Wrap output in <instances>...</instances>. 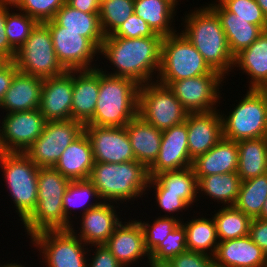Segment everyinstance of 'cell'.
I'll return each mask as SVG.
<instances>
[{
	"label": "cell",
	"mask_w": 267,
	"mask_h": 267,
	"mask_svg": "<svg viewBox=\"0 0 267 267\" xmlns=\"http://www.w3.org/2000/svg\"><path fill=\"white\" fill-rule=\"evenodd\" d=\"M162 40V36L133 39L104 36L99 57L102 55V60H108L113 67L108 70L113 71L104 67L99 69L110 76L130 78L138 85L156 81L161 65Z\"/></svg>",
	"instance_id": "obj_1"
},
{
	"label": "cell",
	"mask_w": 267,
	"mask_h": 267,
	"mask_svg": "<svg viewBox=\"0 0 267 267\" xmlns=\"http://www.w3.org/2000/svg\"><path fill=\"white\" fill-rule=\"evenodd\" d=\"M203 5L185 13L181 19L184 28L180 32L203 56L208 66L226 79L233 72L234 57L218 16L207 5Z\"/></svg>",
	"instance_id": "obj_2"
},
{
	"label": "cell",
	"mask_w": 267,
	"mask_h": 267,
	"mask_svg": "<svg viewBox=\"0 0 267 267\" xmlns=\"http://www.w3.org/2000/svg\"><path fill=\"white\" fill-rule=\"evenodd\" d=\"M102 202L124 204L147 194L148 169L138 161L94 162L88 178ZM118 201V202H117Z\"/></svg>",
	"instance_id": "obj_3"
},
{
	"label": "cell",
	"mask_w": 267,
	"mask_h": 267,
	"mask_svg": "<svg viewBox=\"0 0 267 267\" xmlns=\"http://www.w3.org/2000/svg\"><path fill=\"white\" fill-rule=\"evenodd\" d=\"M70 181L54 167H39L37 206L22 223L25 235L32 237L45 230H70L72 224L63 211V197Z\"/></svg>",
	"instance_id": "obj_4"
},
{
	"label": "cell",
	"mask_w": 267,
	"mask_h": 267,
	"mask_svg": "<svg viewBox=\"0 0 267 267\" xmlns=\"http://www.w3.org/2000/svg\"><path fill=\"white\" fill-rule=\"evenodd\" d=\"M138 89L134 80L110 76L100 70L96 108L85 125L125 127L138 114Z\"/></svg>",
	"instance_id": "obj_5"
},
{
	"label": "cell",
	"mask_w": 267,
	"mask_h": 267,
	"mask_svg": "<svg viewBox=\"0 0 267 267\" xmlns=\"http://www.w3.org/2000/svg\"><path fill=\"white\" fill-rule=\"evenodd\" d=\"M0 169L22 224L37 206L39 167L24 153L0 152Z\"/></svg>",
	"instance_id": "obj_6"
},
{
	"label": "cell",
	"mask_w": 267,
	"mask_h": 267,
	"mask_svg": "<svg viewBox=\"0 0 267 267\" xmlns=\"http://www.w3.org/2000/svg\"><path fill=\"white\" fill-rule=\"evenodd\" d=\"M243 96L227 114L220 112L223 138L238 142L267 137V90L247 89Z\"/></svg>",
	"instance_id": "obj_7"
},
{
	"label": "cell",
	"mask_w": 267,
	"mask_h": 267,
	"mask_svg": "<svg viewBox=\"0 0 267 267\" xmlns=\"http://www.w3.org/2000/svg\"><path fill=\"white\" fill-rule=\"evenodd\" d=\"M212 71L203 56L180 30L163 37L157 82L168 86L172 81L194 78Z\"/></svg>",
	"instance_id": "obj_8"
},
{
	"label": "cell",
	"mask_w": 267,
	"mask_h": 267,
	"mask_svg": "<svg viewBox=\"0 0 267 267\" xmlns=\"http://www.w3.org/2000/svg\"><path fill=\"white\" fill-rule=\"evenodd\" d=\"M46 267H87L88 245L71 230H45L29 237Z\"/></svg>",
	"instance_id": "obj_9"
},
{
	"label": "cell",
	"mask_w": 267,
	"mask_h": 267,
	"mask_svg": "<svg viewBox=\"0 0 267 267\" xmlns=\"http://www.w3.org/2000/svg\"><path fill=\"white\" fill-rule=\"evenodd\" d=\"M13 61L18 71L42 79L67 71L55 53L49 27L42 22L36 25L27 41L17 50Z\"/></svg>",
	"instance_id": "obj_10"
},
{
	"label": "cell",
	"mask_w": 267,
	"mask_h": 267,
	"mask_svg": "<svg viewBox=\"0 0 267 267\" xmlns=\"http://www.w3.org/2000/svg\"><path fill=\"white\" fill-rule=\"evenodd\" d=\"M187 114L168 86L157 81L139 85L138 115L153 127L164 131L183 123Z\"/></svg>",
	"instance_id": "obj_11"
},
{
	"label": "cell",
	"mask_w": 267,
	"mask_h": 267,
	"mask_svg": "<svg viewBox=\"0 0 267 267\" xmlns=\"http://www.w3.org/2000/svg\"><path fill=\"white\" fill-rule=\"evenodd\" d=\"M84 132L78 120L47 121L42 134L25 151L38 167H54L65 149Z\"/></svg>",
	"instance_id": "obj_12"
},
{
	"label": "cell",
	"mask_w": 267,
	"mask_h": 267,
	"mask_svg": "<svg viewBox=\"0 0 267 267\" xmlns=\"http://www.w3.org/2000/svg\"><path fill=\"white\" fill-rule=\"evenodd\" d=\"M224 80L213 70L206 75L172 81L168 87L188 113L209 112L219 107Z\"/></svg>",
	"instance_id": "obj_13"
},
{
	"label": "cell",
	"mask_w": 267,
	"mask_h": 267,
	"mask_svg": "<svg viewBox=\"0 0 267 267\" xmlns=\"http://www.w3.org/2000/svg\"><path fill=\"white\" fill-rule=\"evenodd\" d=\"M44 23L49 27L58 60L67 71L99 67L96 61L98 58L101 60L98 57L100 50L88 38L79 32L62 31V26L53 19Z\"/></svg>",
	"instance_id": "obj_14"
},
{
	"label": "cell",
	"mask_w": 267,
	"mask_h": 267,
	"mask_svg": "<svg viewBox=\"0 0 267 267\" xmlns=\"http://www.w3.org/2000/svg\"><path fill=\"white\" fill-rule=\"evenodd\" d=\"M46 122L39 109L6 113L0 119V152L25 153Z\"/></svg>",
	"instance_id": "obj_15"
},
{
	"label": "cell",
	"mask_w": 267,
	"mask_h": 267,
	"mask_svg": "<svg viewBox=\"0 0 267 267\" xmlns=\"http://www.w3.org/2000/svg\"><path fill=\"white\" fill-rule=\"evenodd\" d=\"M84 132L90 140L94 162L122 163L135 161V155L125 127L84 125Z\"/></svg>",
	"instance_id": "obj_16"
},
{
	"label": "cell",
	"mask_w": 267,
	"mask_h": 267,
	"mask_svg": "<svg viewBox=\"0 0 267 267\" xmlns=\"http://www.w3.org/2000/svg\"><path fill=\"white\" fill-rule=\"evenodd\" d=\"M110 252L116 257L123 267L136 266L139 262L147 260L150 263V255L145 248L144 234L141 225L136 218H129L114 229L113 234L104 243ZM147 258V259H144Z\"/></svg>",
	"instance_id": "obj_17"
},
{
	"label": "cell",
	"mask_w": 267,
	"mask_h": 267,
	"mask_svg": "<svg viewBox=\"0 0 267 267\" xmlns=\"http://www.w3.org/2000/svg\"><path fill=\"white\" fill-rule=\"evenodd\" d=\"M188 149L187 125L183 123L162 131L160 151L155 162L148 168L149 177L164 171L180 170L192 166Z\"/></svg>",
	"instance_id": "obj_18"
},
{
	"label": "cell",
	"mask_w": 267,
	"mask_h": 267,
	"mask_svg": "<svg viewBox=\"0 0 267 267\" xmlns=\"http://www.w3.org/2000/svg\"><path fill=\"white\" fill-rule=\"evenodd\" d=\"M118 205L120 206L118 203L101 202L97 207L78 216L82 218L78 231L74 224L70 230L88 246L104 244L123 220L120 218V212H117L120 208Z\"/></svg>",
	"instance_id": "obj_19"
},
{
	"label": "cell",
	"mask_w": 267,
	"mask_h": 267,
	"mask_svg": "<svg viewBox=\"0 0 267 267\" xmlns=\"http://www.w3.org/2000/svg\"><path fill=\"white\" fill-rule=\"evenodd\" d=\"M73 97V70L43 79L39 111L46 121L69 120Z\"/></svg>",
	"instance_id": "obj_20"
},
{
	"label": "cell",
	"mask_w": 267,
	"mask_h": 267,
	"mask_svg": "<svg viewBox=\"0 0 267 267\" xmlns=\"http://www.w3.org/2000/svg\"><path fill=\"white\" fill-rule=\"evenodd\" d=\"M185 122L189 155L192 160L208 152L223 138L220 109L188 113Z\"/></svg>",
	"instance_id": "obj_21"
},
{
	"label": "cell",
	"mask_w": 267,
	"mask_h": 267,
	"mask_svg": "<svg viewBox=\"0 0 267 267\" xmlns=\"http://www.w3.org/2000/svg\"><path fill=\"white\" fill-rule=\"evenodd\" d=\"M213 259L219 267H264L267 255L247 235L219 241Z\"/></svg>",
	"instance_id": "obj_22"
},
{
	"label": "cell",
	"mask_w": 267,
	"mask_h": 267,
	"mask_svg": "<svg viewBox=\"0 0 267 267\" xmlns=\"http://www.w3.org/2000/svg\"><path fill=\"white\" fill-rule=\"evenodd\" d=\"M99 86V67L88 70H73L72 119L85 125L93 117Z\"/></svg>",
	"instance_id": "obj_23"
},
{
	"label": "cell",
	"mask_w": 267,
	"mask_h": 267,
	"mask_svg": "<svg viewBox=\"0 0 267 267\" xmlns=\"http://www.w3.org/2000/svg\"><path fill=\"white\" fill-rule=\"evenodd\" d=\"M43 79L18 71L0 102L3 114L39 109Z\"/></svg>",
	"instance_id": "obj_24"
},
{
	"label": "cell",
	"mask_w": 267,
	"mask_h": 267,
	"mask_svg": "<svg viewBox=\"0 0 267 267\" xmlns=\"http://www.w3.org/2000/svg\"><path fill=\"white\" fill-rule=\"evenodd\" d=\"M205 4L218 16L233 57L248 48L264 31L260 26L249 23L248 20L237 18L217 0Z\"/></svg>",
	"instance_id": "obj_25"
},
{
	"label": "cell",
	"mask_w": 267,
	"mask_h": 267,
	"mask_svg": "<svg viewBox=\"0 0 267 267\" xmlns=\"http://www.w3.org/2000/svg\"><path fill=\"white\" fill-rule=\"evenodd\" d=\"M233 67L247 74L248 89L267 90V30L234 57Z\"/></svg>",
	"instance_id": "obj_26"
},
{
	"label": "cell",
	"mask_w": 267,
	"mask_h": 267,
	"mask_svg": "<svg viewBox=\"0 0 267 267\" xmlns=\"http://www.w3.org/2000/svg\"><path fill=\"white\" fill-rule=\"evenodd\" d=\"M197 177L237 172V142L222 138L208 152L197 156L192 162Z\"/></svg>",
	"instance_id": "obj_27"
},
{
	"label": "cell",
	"mask_w": 267,
	"mask_h": 267,
	"mask_svg": "<svg viewBox=\"0 0 267 267\" xmlns=\"http://www.w3.org/2000/svg\"><path fill=\"white\" fill-rule=\"evenodd\" d=\"M166 190V194L179 195L191 208L200 201L198 198V178L192 166L180 170L164 171L149 177L147 195L150 189ZM193 205V206H192Z\"/></svg>",
	"instance_id": "obj_28"
},
{
	"label": "cell",
	"mask_w": 267,
	"mask_h": 267,
	"mask_svg": "<svg viewBox=\"0 0 267 267\" xmlns=\"http://www.w3.org/2000/svg\"><path fill=\"white\" fill-rule=\"evenodd\" d=\"M135 160L147 169L155 162L162 139V131L153 127L138 114L125 126Z\"/></svg>",
	"instance_id": "obj_29"
},
{
	"label": "cell",
	"mask_w": 267,
	"mask_h": 267,
	"mask_svg": "<svg viewBox=\"0 0 267 267\" xmlns=\"http://www.w3.org/2000/svg\"><path fill=\"white\" fill-rule=\"evenodd\" d=\"M94 165L90 140L83 132L62 153L54 168L69 180H86Z\"/></svg>",
	"instance_id": "obj_30"
},
{
	"label": "cell",
	"mask_w": 267,
	"mask_h": 267,
	"mask_svg": "<svg viewBox=\"0 0 267 267\" xmlns=\"http://www.w3.org/2000/svg\"><path fill=\"white\" fill-rule=\"evenodd\" d=\"M53 20L62 26V31L79 32L100 50L104 34L100 27L99 13H84L65 3Z\"/></svg>",
	"instance_id": "obj_31"
},
{
	"label": "cell",
	"mask_w": 267,
	"mask_h": 267,
	"mask_svg": "<svg viewBox=\"0 0 267 267\" xmlns=\"http://www.w3.org/2000/svg\"><path fill=\"white\" fill-rule=\"evenodd\" d=\"M167 0H134V12L141 17L155 34L162 37L176 33L175 16L177 10Z\"/></svg>",
	"instance_id": "obj_32"
},
{
	"label": "cell",
	"mask_w": 267,
	"mask_h": 267,
	"mask_svg": "<svg viewBox=\"0 0 267 267\" xmlns=\"http://www.w3.org/2000/svg\"><path fill=\"white\" fill-rule=\"evenodd\" d=\"M238 169L241 181L267 174V137L237 142Z\"/></svg>",
	"instance_id": "obj_33"
},
{
	"label": "cell",
	"mask_w": 267,
	"mask_h": 267,
	"mask_svg": "<svg viewBox=\"0 0 267 267\" xmlns=\"http://www.w3.org/2000/svg\"><path fill=\"white\" fill-rule=\"evenodd\" d=\"M198 178V197L206 195V199L218 202L222 207L233 206L239 194L241 184L237 172L213 174ZM221 203V204H220Z\"/></svg>",
	"instance_id": "obj_34"
},
{
	"label": "cell",
	"mask_w": 267,
	"mask_h": 267,
	"mask_svg": "<svg viewBox=\"0 0 267 267\" xmlns=\"http://www.w3.org/2000/svg\"><path fill=\"white\" fill-rule=\"evenodd\" d=\"M188 221H181L186 230L187 250L214 256L219 240L213 216L210 218L202 214ZM200 217V218H199ZM185 222V223H184Z\"/></svg>",
	"instance_id": "obj_35"
},
{
	"label": "cell",
	"mask_w": 267,
	"mask_h": 267,
	"mask_svg": "<svg viewBox=\"0 0 267 267\" xmlns=\"http://www.w3.org/2000/svg\"><path fill=\"white\" fill-rule=\"evenodd\" d=\"M101 202L95 186L89 179L72 180L63 197V211L65 218L71 224H75L71 216L72 212L75 213L76 208L80 209L82 212L81 215H83L89 209L97 207Z\"/></svg>",
	"instance_id": "obj_36"
},
{
	"label": "cell",
	"mask_w": 267,
	"mask_h": 267,
	"mask_svg": "<svg viewBox=\"0 0 267 267\" xmlns=\"http://www.w3.org/2000/svg\"><path fill=\"white\" fill-rule=\"evenodd\" d=\"M266 199L267 174H264L241 181L239 194L233 206L251 219L258 218L261 215Z\"/></svg>",
	"instance_id": "obj_37"
},
{
	"label": "cell",
	"mask_w": 267,
	"mask_h": 267,
	"mask_svg": "<svg viewBox=\"0 0 267 267\" xmlns=\"http://www.w3.org/2000/svg\"><path fill=\"white\" fill-rule=\"evenodd\" d=\"M214 210L213 218L216 224L219 241L237 239L249 235L251 218L234 206H226Z\"/></svg>",
	"instance_id": "obj_38"
},
{
	"label": "cell",
	"mask_w": 267,
	"mask_h": 267,
	"mask_svg": "<svg viewBox=\"0 0 267 267\" xmlns=\"http://www.w3.org/2000/svg\"><path fill=\"white\" fill-rule=\"evenodd\" d=\"M134 13V0H110L100 5L99 22L104 36L113 34Z\"/></svg>",
	"instance_id": "obj_39"
},
{
	"label": "cell",
	"mask_w": 267,
	"mask_h": 267,
	"mask_svg": "<svg viewBox=\"0 0 267 267\" xmlns=\"http://www.w3.org/2000/svg\"><path fill=\"white\" fill-rule=\"evenodd\" d=\"M10 10L6 8L5 32L9 45L17 52L39 22L18 9H15L16 12Z\"/></svg>",
	"instance_id": "obj_40"
},
{
	"label": "cell",
	"mask_w": 267,
	"mask_h": 267,
	"mask_svg": "<svg viewBox=\"0 0 267 267\" xmlns=\"http://www.w3.org/2000/svg\"><path fill=\"white\" fill-rule=\"evenodd\" d=\"M142 227L144 234L145 248L149 255L165 240L181 221L175 217L158 216L152 220L143 221L142 219L137 220Z\"/></svg>",
	"instance_id": "obj_41"
},
{
	"label": "cell",
	"mask_w": 267,
	"mask_h": 267,
	"mask_svg": "<svg viewBox=\"0 0 267 267\" xmlns=\"http://www.w3.org/2000/svg\"><path fill=\"white\" fill-rule=\"evenodd\" d=\"M186 250V230L180 223L150 254V262H169Z\"/></svg>",
	"instance_id": "obj_42"
},
{
	"label": "cell",
	"mask_w": 267,
	"mask_h": 267,
	"mask_svg": "<svg viewBox=\"0 0 267 267\" xmlns=\"http://www.w3.org/2000/svg\"><path fill=\"white\" fill-rule=\"evenodd\" d=\"M228 12L237 18L248 20L249 23L267 30V17L255 0H217Z\"/></svg>",
	"instance_id": "obj_43"
},
{
	"label": "cell",
	"mask_w": 267,
	"mask_h": 267,
	"mask_svg": "<svg viewBox=\"0 0 267 267\" xmlns=\"http://www.w3.org/2000/svg\"><path fill=\"white\" fill-rule=\"evenodd\" d=\"M66 3V0H23L17 8L38 22L52 20L57 11Z\"/></svg>",
	"instance_id": "obj_44"
},
{
	"label": "cell",
	"mask_w": 267,
	"mask_h": 267,
	"mask_svg": "<svg viewBox=\"0 0 267 267\" xmlns=\"http://www.w3.org/2000/svg\"><path fill=\"white\" fill-rule=\"evenodd\" d=\"M155 194V200L154 202H156L158 206V210L159 208L162 209L161 211L165 212L164 215L160 216H167V217H178V220L182 221L183 219L185 220V217L183 218V210L186 212V210L189 211V205L179 197V195H173V194H166V190H152ZM180 212L182 214H180ZM180 214L179 217L178 214ZM167 214V215H166ZM175 215V216H174ZM177 216V217H176Z\"/></svg>",
	"instance_id": "obj_45"
},
{
	"label": "cell",
	"mask_w": 267,
	"mask_h": 267,
	"mask_svg": "<svg viewBox=\"0 0 267 267\" xmlns=\"http://www.w3.org/2000/svg\"><path fill=\"white\" fill-rule=\"evenodd\" d=\"M110 36L133 39L160 35L155 34L147 22L138 17L134 12Z\"/></svg>",
	"instance_id": "obj_46"
},
{
	"label": "cell",
	"mask_w": 267,
	"mask_h": 267,
	"mask_svg": "<svg viewBox=\"0 0 267 267\" xmlns=\"http://www.w3.org/2000/svg\"><path fill=\"white\" fill-rule=\"evenodd\" d=\"M169 263L173 267H213L215 265L212 256L189 250L173 257Z\"/></svg>",
	"instance_id": "obj_47"
},
{
	"label": "cell",
	"mask_w": 267,
	"mask_h": 267,
	"mask_svg": "<svg viewBox=\"0 0 267 267\" xmlns=\"http://www.w3.org/2000/svg\"><path fill=\"white\" fill-rule=\"evenodd\" d=\"M90 246L89 248L91 249L88 250V256H91V258H87V267H123L104 244ZM92 246H94L95 252Z\"/></svg>",
	"instance_id": "obj_48"
},
{
	"label": "cell",
	"mask_w": 267,
	"mask_h": 267,
	"mask_svg": "<svg viewBox=\"0 0 267 267\" xmlns=\"http://www.w3.org/2000/svg\"><path fill=\"white\" fill-rule=\"evenodd\" d=\"M249 236L267 255V220L253 218L249 226Z\"/></svg>",
	"instance_id": "obj_49"
},
{
	"label": "cell",
	"mask_w": 267,
	"mask_h": 267,
	"mask_svg": "<svg viewBox=\"0 0 267 267\" xmlns=\"http://www.w3.org/2000/svg\"><path fill=\"white\" fill-rule=\"evenodd\" d=\"M6 26V7L0 6V56L13 61L16 51L9 45V41L5 32Z\"/></svg>",
	"instance_id": "obj_50"
},
{
	"label": "cell",
	"mask_w": 267,
	"mask_h": 267,
	"mask_svg": "<svg viewBox=\"0 0 267 267\" xmlns=\"http://www.w3.org/2000/svg\"><path fill=\"white\" fill-rule=\"evenodd\" d=\"M18 72V68L14 61H9L0 70V102L2 101L4 94L8 91L11 86L12 80L15 74Z\"/></svg>",
	"instance_id": "obj_51"
},
{
	"label": "cell",
	"mask_w": 267,
	"mask_h": 267,
	"mask_svg": "<svg viewBox=\"0 0 267 267\" xmlns=\"http://www.w3.org/2000/svg\"><path fill=\"white\" fill-rule=\"evenodd\" d=\"M66 3L84 13L100 12V4L98 0H66Z\"/></svg>",
	"instance_id": "obj_52"
},
{
	"label": "cell",
	"mask_w": 267,
	"mask_h": 267,
	"mask_svg": "<svg viewBox=\"0 0 267 267\" xmlns=\"http://www.w3.org/2000/svg\"><path fill=\"white\" fill-rule=\"evenodd\" d=\"M23 0H0V6L14 10L18 8Z\"/></svg>",
	"instance_id": "obj_53"
},
{
	"label": "cell",
	"mask_w": 267,
	"mask_h": 267,
	"mask_svg": "<svg viewBox=\"0 0 267 267\" xmlns=\"http://www.w3.org/2000/svg\"><path fill=\"white\" fill-rule=\"evenodd\" d=\"M149 267H173L169 262H150Z\"/></svg>",
	"instance_id": "obj_54"
},
{
	"label": "cell",
	"mask_w": 267,
	"mask_h": 267,
	"mask_svg": "<svg viewBox=\"0 0 267 267\" xmlns=\"http://www.w3.org/2000/svg\"><path fill=\"white\" fill-rule=\"evenodd\" d=\"M267 17V0H255Z\"/></svg>",
	"instance_id": "obj_55"
},
{
	"label": "cell",
	"mask_w": 267,
	"mask_h": 267,
	"mask_svg": "<svg viewBox=\"0 0 267 267\" xmlns=\"http://www.w3.org/2000/svg\"><path fill=\"white\" fill-rule=\"evenodd\" d=\"M0 267H25V266L18 263V261H16V263L12 261L11 263L6 262L4 263V265L0 264Z\"/></svg>",
	"instance_id": "obj_56"
},
{
	"label": "cell",
	"mask_w": 267,
	"mask_h": 267,
	"mask_svg": "<svg viewBox=\"0 0 267 267\" xmlns=\"http://www.w3.org/2000/svg\"><path fill=\"white\" fill-rule=\"evenodd\" d=\"M258 218L267 220V199H266L265 202H264V206H263L261 215H260Z\"/></svg>",
	"instance_id": "obj_57"
},
{
	"label": "cell",
	"mask_w": 267,
	"mask_h": 267,
	"mask_svg": "<svg viewBox=\"0 0 267 267\" xmlns=\"http://www.w3.org/2000/svg\"><path fill=\"white\" fill-rule=\"evenodd\" d=\"M9 62L8 59L0 56V70Z\"/></svg>",
	"instance_id": "obj_58"
},
{
	"label": "cell",
	"mask_w": 267,
	"mask_h": 267,
	"mask_svg": "<svg viewBox=\"0 0 267 267\" xmlns=\"http://www.w3.org/2000/svg\"><path fill=\"white\" fill-rule=\"evenodd\" d=\"M167 1H169L170 3H172L175 7H177V5H179V3L178 2H181L182 0H167Z\"/></svg>",
	"instance_id": "obj_59"
},
{
	"label": "cell",
	"mask_w": 267,
	"mask_h": 267,
	"mask_svg": "<svg viewBox=\"0 0 267 267\" xmlns=\"http://www.w3.org/2000/svg\"><path fill=\"white\" fill-rule=\"evenodd\" d=\"M99 1V4L101 5V4H103L104 2H106V1H110V0H98Z\"/></svg>",
	"instance_id": "obj_60"
}]
</instances>
